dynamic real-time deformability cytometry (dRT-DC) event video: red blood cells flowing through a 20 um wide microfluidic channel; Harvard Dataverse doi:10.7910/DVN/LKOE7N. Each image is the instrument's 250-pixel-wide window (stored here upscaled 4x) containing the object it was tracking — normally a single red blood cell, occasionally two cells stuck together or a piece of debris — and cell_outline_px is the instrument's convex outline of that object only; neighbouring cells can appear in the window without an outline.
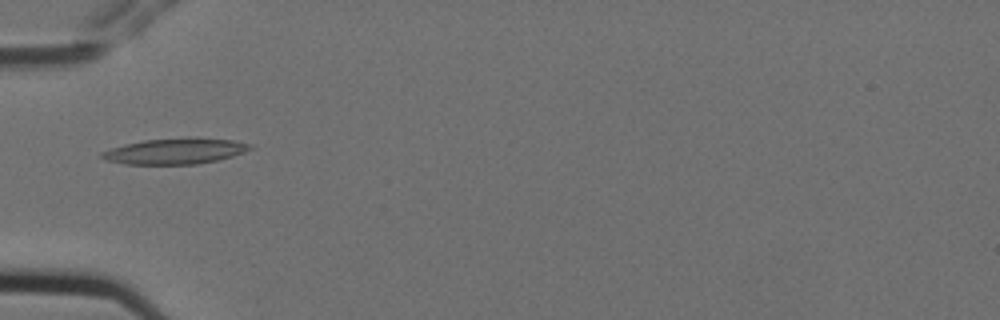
{"species": "Egyptian fruit bat (a non-hibernating species)", "species_latin": "Rousettus aegyptiacus", "temperature_condition": "cold", "stored_images_in_passage": 1, "camera_frame_rate_fps": 3000, "um_per_image_px": 0.085, "animal": {"sex": "female"}, "frame": {"image": 1, "passage_image": 1, "time_ms": 0.0, "image_size_px": [1000, 320], "cell_outline_px": [[252, 148], [244, 152], [232, 156], [216, 160], [196, 164], [124, 164], [108, 160], [100, 156], [100, 152], [124, 144], [144, 140], [196, 136], [232, 140], [252, 144]], "centroid_in_image_um": [14.91, 12.83], "position_along_channel_um": 70.1, "area_um2": 22.43}}